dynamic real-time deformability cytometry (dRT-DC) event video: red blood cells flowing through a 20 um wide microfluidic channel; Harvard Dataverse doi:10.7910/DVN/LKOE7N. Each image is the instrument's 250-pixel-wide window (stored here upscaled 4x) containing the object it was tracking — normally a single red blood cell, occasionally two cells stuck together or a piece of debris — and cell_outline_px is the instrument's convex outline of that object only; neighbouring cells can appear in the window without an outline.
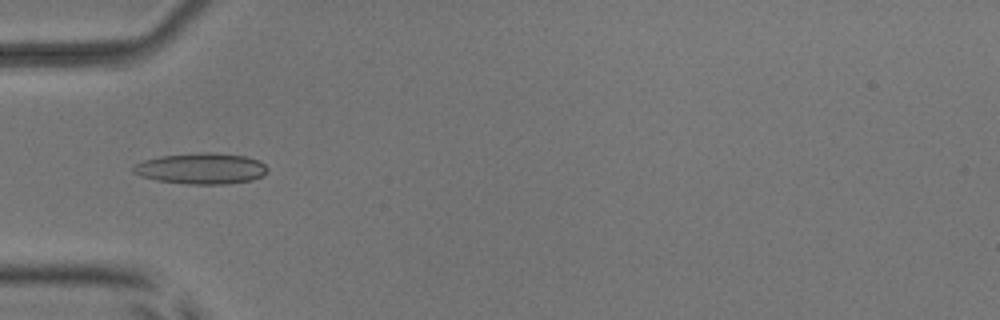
{"species": "common noctule bat (a hibernating species)", "species_latin": "Nyctalus noctula", "temperature_condition": "room temperature", "stored_images_in_passage": 8, "camera_frame_rate_fps": 3000, "um_per_image_px": 0.085, "animal": {"sex": "male", "body_mass_g": 17.9, "forearm_length_mm": 54.2}, "frame": {"image": 1, "passage_image": 5, "time_ms": 1.333, "image_size_px": [1000, 320], "cell_outline_px": [[268, 172], [252, 180], [224, 184], [188, 184], [156, 180], [140, 176], [132, 172], [132, 168], [136, 164], [144, 160], [160, 156], [200, 152], [216, 152], [244, 156], [256, 160], [264, 164], [268, 168]], "centroid_in_image_um": [17.08, 14.32], "position_along_channel_um": 67.9, "area_um2": 24.22}}
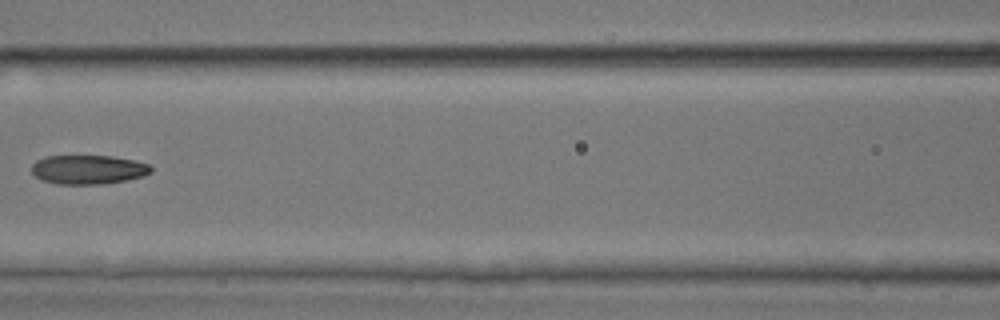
{"frame": {"image": 2, "passage_image": 7, "time_ms": 2.0, "image_size_px": [1000, 320], "cell_outline_px": [[152, 172], [144, 176], [124, 180], [100, 184], [56, 184], [44, 180], [36, 176], [32, 172], [32, 164], [36, 160], [44, 156], [112, 156], [132, 160], [148, 164], [152, 168]], "centroid_in_image_um": [7.48, 14.41], "position_along_channel_um": 159.1, "area_um2": 20.11}}
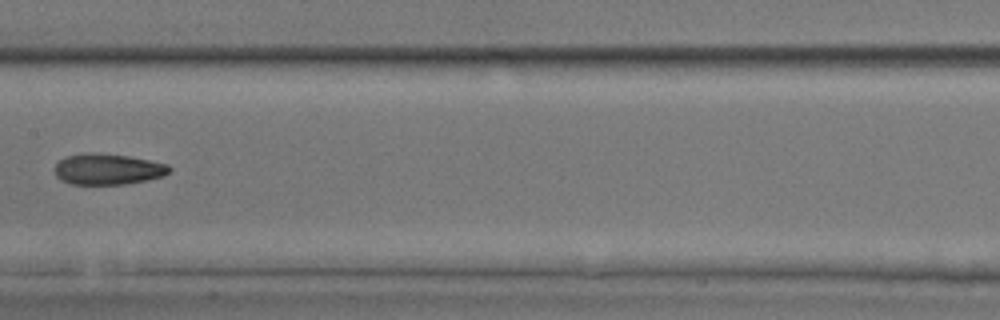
{"frame": {"image": 3, "passage_image": 8, "time_ms": 2.333, "image_size_px": [1000, 320], "cell_outline_px": [[172, 168], [164, 176], [148, 180], [124, 184], [72, 184], [60, 180], [56, 176], [52, 168], [64, 156], [88, 152], [92, 152], [128, 156], [168, 164]], "centroid_in_image_um": [9.13, 14.38], "position_along_channel_um": 198.3, "area_um2": 20.87}}